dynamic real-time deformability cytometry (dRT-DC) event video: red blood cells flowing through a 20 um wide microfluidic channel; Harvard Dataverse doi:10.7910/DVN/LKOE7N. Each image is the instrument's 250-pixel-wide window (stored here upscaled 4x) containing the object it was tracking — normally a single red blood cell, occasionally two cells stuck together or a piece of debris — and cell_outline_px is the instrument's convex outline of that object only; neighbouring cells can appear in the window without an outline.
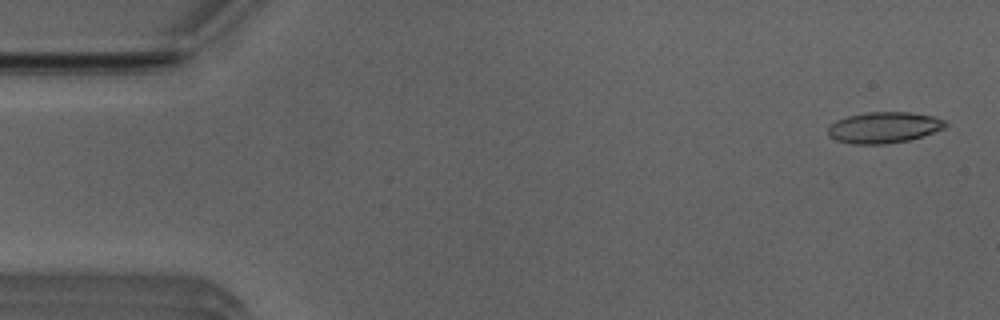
{"species": "Egyptian fruit bat (a non-hibernating species)", "species_latin": "Rousettus aegyptiacus", "temperature_condition": "room temperature", "stored_images_in_passage": 51, "camera_frame_rate_fps": 3000, "um_per_image_px": 0.085, "animal": {"sex": "male"}, "frame": {"image": 1, "passage_image": 2, "time_ms": 0.333, "image_size_px": [1000, 320], "cell_outline_px": [[948, 124], [944, 128], [908, 140], [884, 144], [852, 144], [836, 140], [828, 136], [828, 128], [836, 120], [848, 116], [868, 112], [908, 112], [932, 116], [944, 120]], "centroid_in_image_um": [75.1, 10.84], "position_along_channel_um": 9.9, "area_um2": 21.04}}
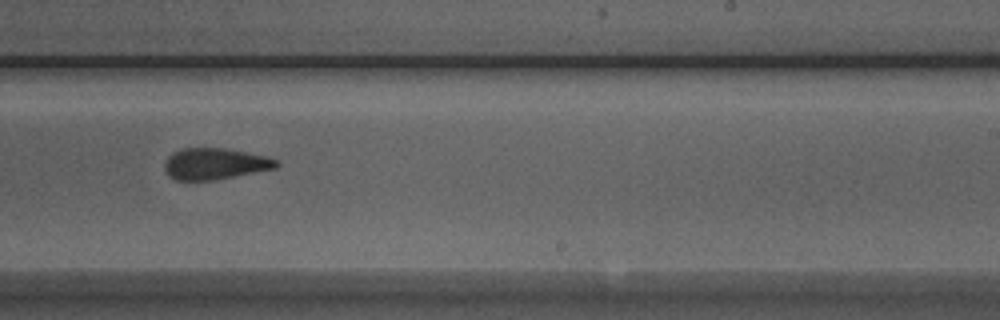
{"frame": {"image": 2, "passage_image": 31, "time_ms": 10.0, "image_size_px": [1000, 320], "cell_outline_px": [[280, 164], [276, 168], [212, 180], [176, 180], [168, 176], [164, 168], [164, 164], [168, 156], [184, 148], [224, 148], [268, 156], [276, 160]], "centroid_in_image_um": [18.27, 13.92], "position_along_channel_um": 270.7, "area_um2": 20.23}}
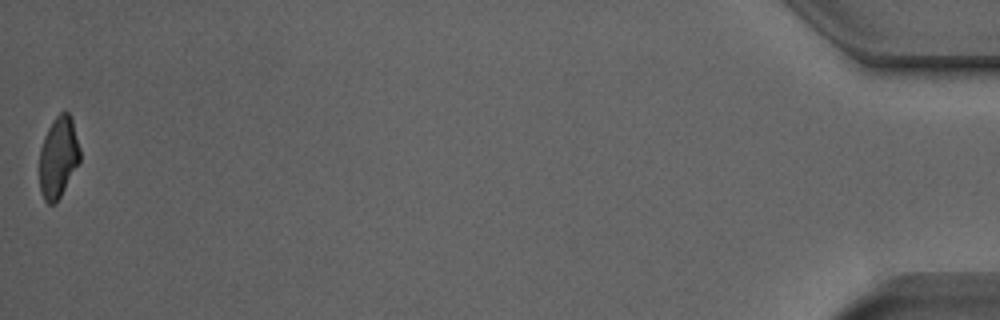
{"frame": {"image": 3, "passage_image": 51, "time_ms": 16.667, "image_size_px": [1000, 320], "cell_outline_px": [[80, 160], [56, 204], [48, 204], [44, 200], [40, 192], [40, 148], [44, 136], [52, 120], [60, 112], [68, 112], [72, 116], [80, 148]], "centroid_in_image_um": [4.96, 13.35], "position_along_channel_um": 430.2, "area_um2": 19.25}, "authors_computed_cell_mechanics": {"area_um2": 20.9814, "velocity_mm_per_s": 3.9675, "shape_relaxation_time_tau1_ms": 6.8692, "shape_relaxation_time_tau2_ms": 2.0467, "deformation_change_tau1": 0.1815, "deformation_change_tau2": 0.1053}}